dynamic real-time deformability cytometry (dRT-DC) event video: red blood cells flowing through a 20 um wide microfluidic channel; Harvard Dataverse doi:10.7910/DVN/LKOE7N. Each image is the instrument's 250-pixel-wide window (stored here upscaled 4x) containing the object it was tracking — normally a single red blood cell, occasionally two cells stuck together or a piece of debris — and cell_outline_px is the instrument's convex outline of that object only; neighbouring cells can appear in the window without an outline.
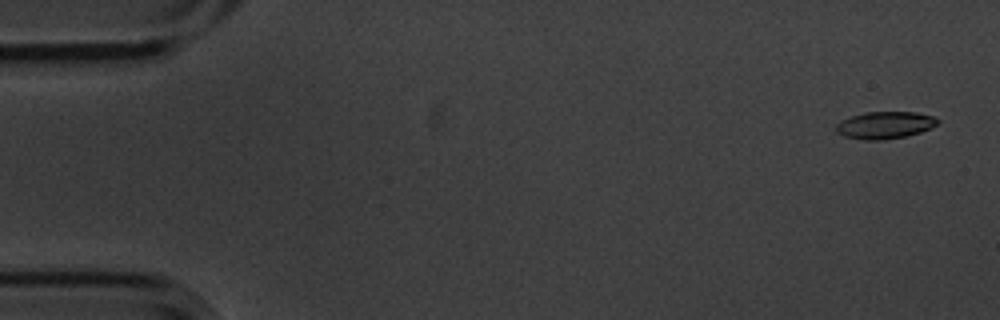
{"species": "common noctule bat (a hibernating species)", "species_latin": "Nyctalus noctula", "temperature_condition": "cold", "stored_images_in_passage": 4, "camera_frame_rate_fps": 3000, "um_per_image_px": 0.085, "animal": {"sex": "male", "body_mass_g": 20.1, "forearm_length_mm": 53.5}, "frame": {"image": 1, "passage_image": 1, "time_ms": 0.0, "image_size_px": [1000, 320], "cell_outline_px": [[940, 120], [936, 124], [920, 132], [904, 136], [884, 140], [864, 140], [844, 136], [836, 132], [836, 124], [840, 120], [864, 112], [916, 112], [932, 116]], "centroid_in_image_um": [75.17, 10.63], "position_along_channel_um": 9.8, "area_um2": 15.95}}
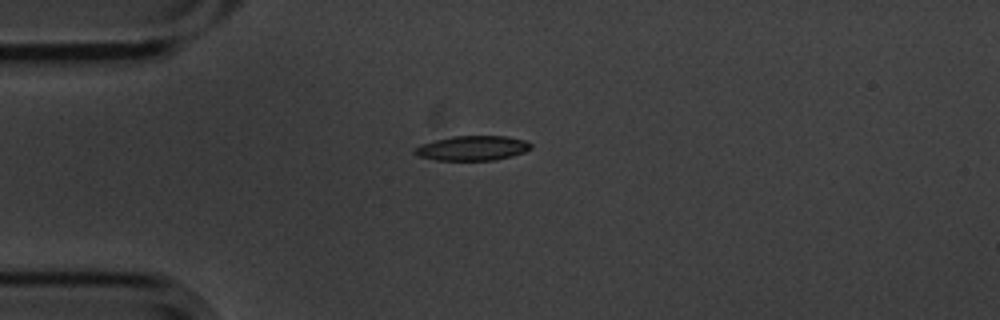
{"frame": {"image": 2, "passage_image": 4, "time_ms": 1.0, "image_size_px": [1000, 320], "cell_outline_px": [[532, 148], [524, 152], [512, 156], [492, 160], [436, 160], [416, 156], [412, 152], [420, 144], [452, 136], [508, 136], [524, 140], [532, 144]], "centroid_in_image_um": [40.15, 12.59], "position_along_channel_um": 44.9, "area_um2": 16.76}}